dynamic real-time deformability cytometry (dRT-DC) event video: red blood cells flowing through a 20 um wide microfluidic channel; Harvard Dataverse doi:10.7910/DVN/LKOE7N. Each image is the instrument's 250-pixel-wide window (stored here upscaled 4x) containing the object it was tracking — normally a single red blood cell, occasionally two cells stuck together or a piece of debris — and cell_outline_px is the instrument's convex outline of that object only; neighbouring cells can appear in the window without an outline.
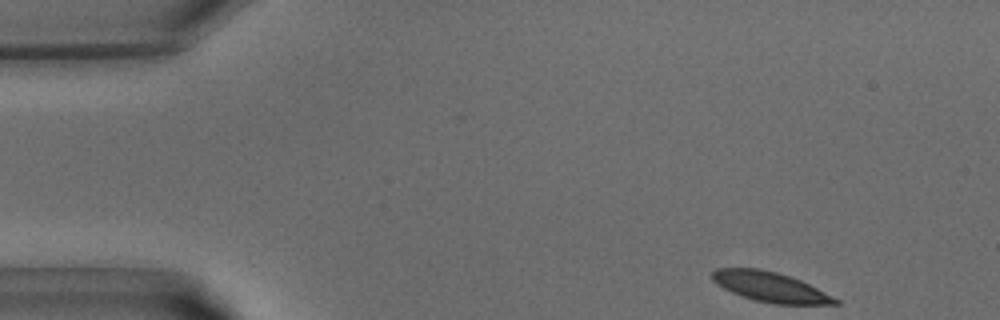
{"species": "common noctule bat (a hibernating species)", "species_latin": "Nyctalus noctula", "temperature_condition": "warm", "stored_images_in_passage": 5, "camera_frame_rate_fps": 3000, "um_per_image_px": 0.085, "animal": {"sex": "male", "body_mass_g": 15.6}, "frame": {"image": 1, "passage_image": 1, "time_ms": 0.0, "image_size_px": [1000, 320], "cell_outline_px": [[840, 304], [776, 304], [756, 300], [740, 296], [716, 284], [712, 280], [712, 272], [716, 268], [760, 268], [776, 272], [800, 280], [840, 300]], "centroid_in_image_um": [65.44, 24.38], "position_along_channel_um": 19.6, "area_um2": 21.21}}